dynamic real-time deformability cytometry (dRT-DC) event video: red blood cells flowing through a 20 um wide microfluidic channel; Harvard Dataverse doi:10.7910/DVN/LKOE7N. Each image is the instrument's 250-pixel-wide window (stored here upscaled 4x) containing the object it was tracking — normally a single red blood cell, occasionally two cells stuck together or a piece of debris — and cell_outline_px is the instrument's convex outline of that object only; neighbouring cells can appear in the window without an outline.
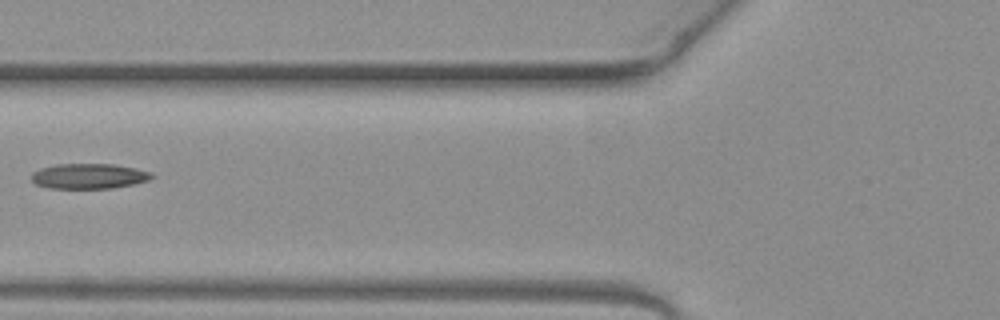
{"species": "common noctule bat (a hibernating species)", "species_latin": "Nyctalus noctula", "temperature_condition": "warm", "stored_images_in_passage": 5, "camera_frame_rate_fps": 3000, "um_per_image_px": 0.085, "animal": {"sex": "female", "body_mass_g": 19.3, "forearm_length_mm": 54.1}, "frame": {"image": 1, "passage_image": 4, "time_ms": 1.0, "image_size_px": [1000, 320], "cell_outline_px": [[156, 176], [148, 180], [132, 184], [112, 188], [48, 188], [36, 184], [32, 180], [32, 172], [40, 168], [56, 164], [112, 164], [136, 168], [152, 172]], "centroid_in_image_um": [7.57, 14.96], "position_along_channel_um": 118.2, "area_um2": 17.69}}
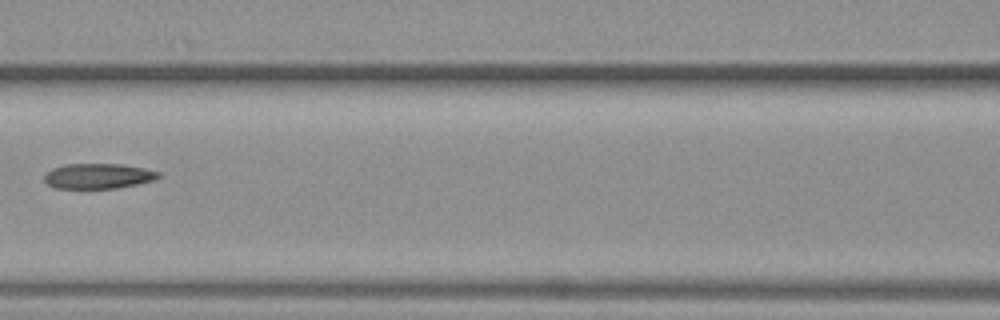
{"frame": {"image": 2, "passage_image": 5, "time_ms": 1.333, "image_size_px": [1000, 320], "cell_outline_px": [[160, 176], [156, 180], [116, 188], [56, 188], [48, 184], [44, 180], [44, 176], [52, 168], [64, 164], [120, 164], [144, 168], [160, 172]], "centroid_in_image_um": [8.36, 14.96], "position_along_channel_um": 158.2, "area_um2": 16.7}}